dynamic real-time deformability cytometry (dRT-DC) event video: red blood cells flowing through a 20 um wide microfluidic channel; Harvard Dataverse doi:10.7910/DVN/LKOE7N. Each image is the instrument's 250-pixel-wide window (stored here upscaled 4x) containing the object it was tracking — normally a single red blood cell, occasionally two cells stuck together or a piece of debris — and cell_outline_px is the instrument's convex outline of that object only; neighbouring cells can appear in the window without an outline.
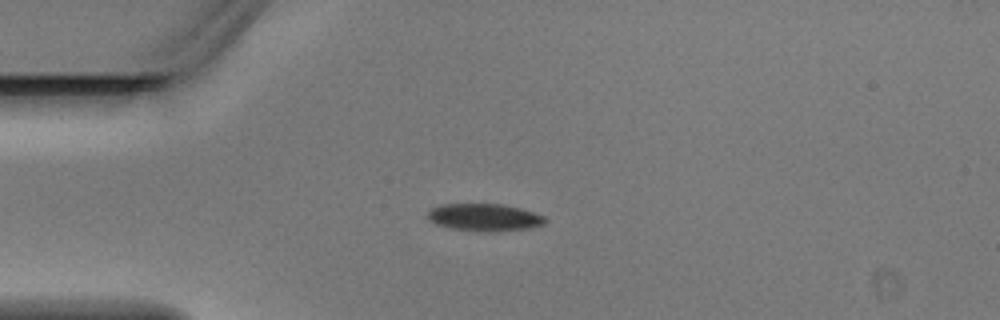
{"species": "Egyptian fruit bat (a non-hibernating species)", "species_latin": "Rousettus aegyptiacus", "temperature_condition": "warm", "stored_images_in_passage": 4, "camera_frame_rate_fps": 3000, "um_per_image_px": 0.085, "animal": {"sex": "male"}, "frame": {"image": 1, "passage_image": 3, "time_ms": 0.667, "image_size_px": [1000, 320], "cell_outline_px": [[548, 220], [544, 224], [528, 228], [452, 228], [436, 224], [428, 220], [428, 212], [432, 208], [440, 204], [504, 204], [520, 208], [544, 216]], "centroid_in_image_um": [41.15, 18.4], "position_along_channel_um": 43.9, "area_um2": 17.51}}